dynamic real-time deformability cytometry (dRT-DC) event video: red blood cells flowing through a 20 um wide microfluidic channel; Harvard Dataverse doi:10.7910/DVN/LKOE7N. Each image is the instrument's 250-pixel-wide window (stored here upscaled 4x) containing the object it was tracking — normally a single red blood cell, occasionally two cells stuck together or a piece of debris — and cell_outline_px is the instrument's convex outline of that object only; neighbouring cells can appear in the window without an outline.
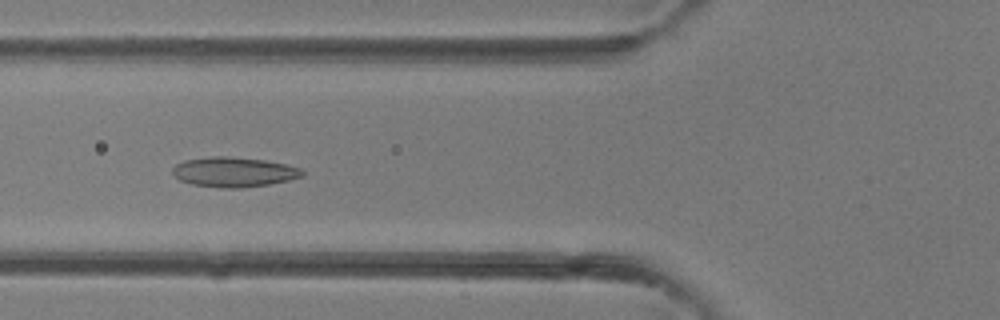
{"species": "common noctule bat (a hibernating species)", "species_latin": "Nyctalus noctula", "temperature_condition": "room temperature", "stored_images_in_passage": 17, "camera_frame_rate_fps": 3000, "um_per_image_px": 0.085, "animal": {"sex": "female"}, "frame": {"image": 1, "passage_image": 6, "time_ms": 1.667, "image_size_px": [1000, 320], "cell_outline_px": [[304, 176], [288, 180], [268, 184], [240, 188], [224, 188], [192, 184], [180, 180], [172, 172], [172, 168], [176, 164], [184, 160], [212, 156], [228, 156], [264, 160], [288, 164], [300, 168], [304, 172]], "centroid_in_image_um": [19.89, 14.61], "position_along_channel_um": 105.9, "area_um2": 22.54}}
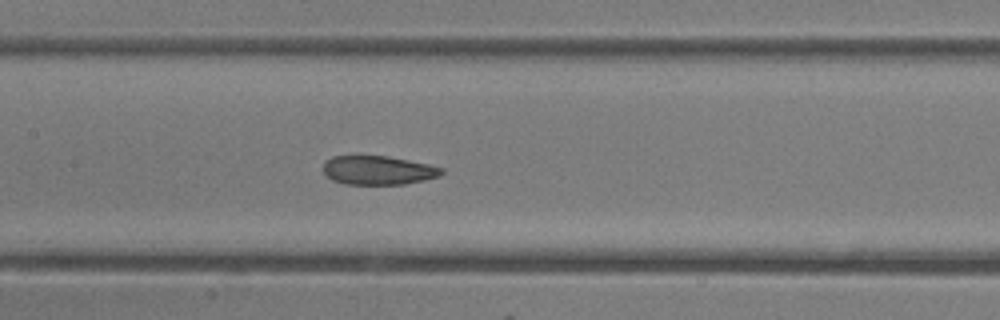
{"frame": {"image": 2, "passage_image": 10, "time_ms": 3.0, "image_size_px": [1000, 320], "cell_outline_px": [[444, 172], [440, 176], [424, 180], [404, 184], [344, 184], [332, 180], [324, 172], [324, 160], [332, 156], [388, 156], [428, 164], [444, 168]], "centroid_in_image_um": [32.15, 14.47], "position_along_channel_um": 175.3, "area_um2": 19.94}}
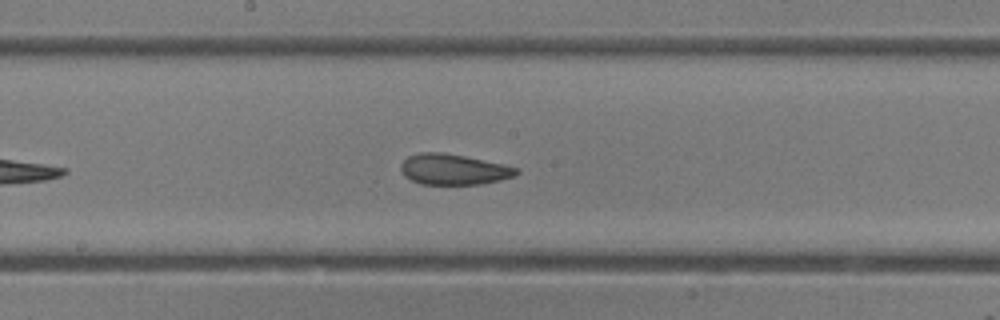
{"frame": {"image": 3, "passage_image": 12, "time_ms": 3.667, "image_size_px": [1000, 320], "cell_outline_px": [[520, 172], [516, 176], [500, 180], [480, 184], [420, 184], [404, 176], [400, 168], [400, 164], [408, 156], [420, 152], [440, 152], [464, 156], [504, 164], [520, 168]], "centroid_in_image_um": [38.57, 14.4], "position_along_channel_um": 209.6, "area_um2": 20.75}}